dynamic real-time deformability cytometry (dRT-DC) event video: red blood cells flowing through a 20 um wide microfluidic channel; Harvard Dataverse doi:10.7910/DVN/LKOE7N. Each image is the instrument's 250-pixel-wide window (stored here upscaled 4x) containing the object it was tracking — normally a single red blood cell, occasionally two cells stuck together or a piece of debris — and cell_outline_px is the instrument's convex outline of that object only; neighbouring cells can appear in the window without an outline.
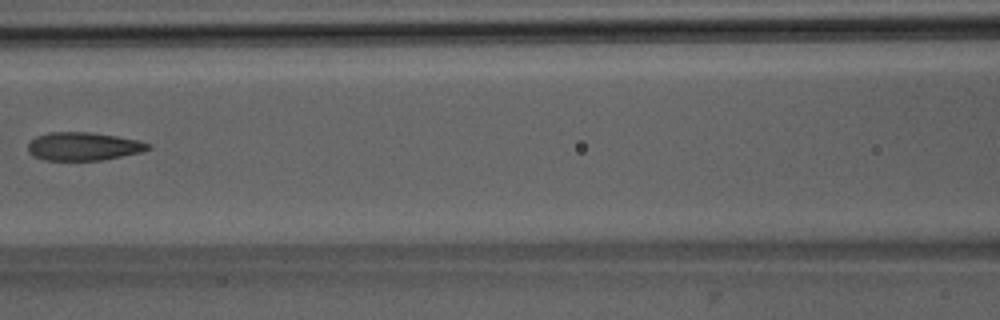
{"species": "Egyptian fruit bat (a non-hibernating species)", "species_latin": "Rousettus aegyptiacus", "temperature_condition": "room temperature", "stored_images_in_passage": 4, "camera_frame_rate_fps": 3000, "um_per_image_px": 0.085, "animal": {"sex": "male"}, "frame": {"image": 1, "passage_image": 3, "time_ms": 2.333, "image_size_px": [1000, 320], "cell_outline_px": [[152, 148], [140, 152], [100, 160], [44, 160], [32, 156], [28, 152], [28, 144], [36, 136], [48, 132], [88, 132], [116, 136], [136, 140], [152, 144]], "centroid_in_image_um": [7.05, 12.44], "position_along_channel_um": 159.5, "area_um2": 19.65}}